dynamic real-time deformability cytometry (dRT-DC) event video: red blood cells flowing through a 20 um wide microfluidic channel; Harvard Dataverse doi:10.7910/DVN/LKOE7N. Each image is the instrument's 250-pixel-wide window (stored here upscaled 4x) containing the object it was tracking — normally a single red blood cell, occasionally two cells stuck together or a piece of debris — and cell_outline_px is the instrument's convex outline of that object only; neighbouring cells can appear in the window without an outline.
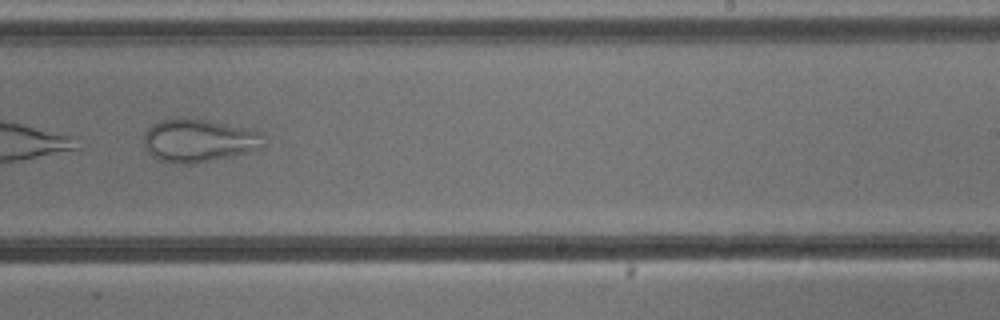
{"species": "common noctule bat (a hibernating species)", "species_latin": "Nyctalus noctula", "temperature_condition": "cold", "stored_images_in_passage": 13, "camera_frame_rate_fps": 3000, "um_per_image_px": 0.085, "animal": {"sex": "male", "body_mass_g": 13.3}, "frame": {"image": 1, "passage_image": 8, "time_ms": 9.0, "image_size_px": [1000, 320], "cell_outline_px": [[264, 148], [232, 156], [192, 164], [176, 164], [160, 160], [152, 156], [144, 148], [144, 132], [152, 124], [160, 120], [208, 120], [244, 128], [260, 132], [264, 144]], "centroid_in_image_um": [16.87, 11.98], "position_along_channel_um": 272.1, "area_um2": 29.65}}
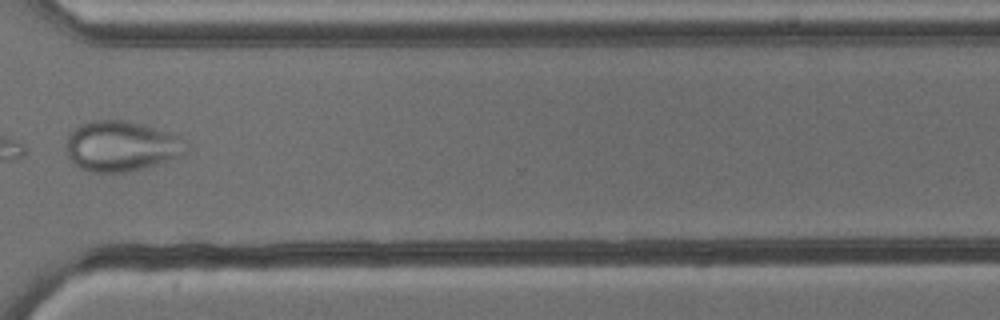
{"frame": {"image": 2, "passage_image": 10, "time_ms": 11.333, "image_size_px": [1000, 320], "cell_outline_px": [[192, 148], [188, 152], [180, 156], [132, 172], [92, 172], [80, 168], [68, 160], [68, 136], [80, 124], [92, 120], [124, 120], [140, 124], [168, 132], [188, 140]], "centroid_in_image_um": [10.37, 12.43], "position_along_channel_um": 360.2, "area_um2": 35.37}}